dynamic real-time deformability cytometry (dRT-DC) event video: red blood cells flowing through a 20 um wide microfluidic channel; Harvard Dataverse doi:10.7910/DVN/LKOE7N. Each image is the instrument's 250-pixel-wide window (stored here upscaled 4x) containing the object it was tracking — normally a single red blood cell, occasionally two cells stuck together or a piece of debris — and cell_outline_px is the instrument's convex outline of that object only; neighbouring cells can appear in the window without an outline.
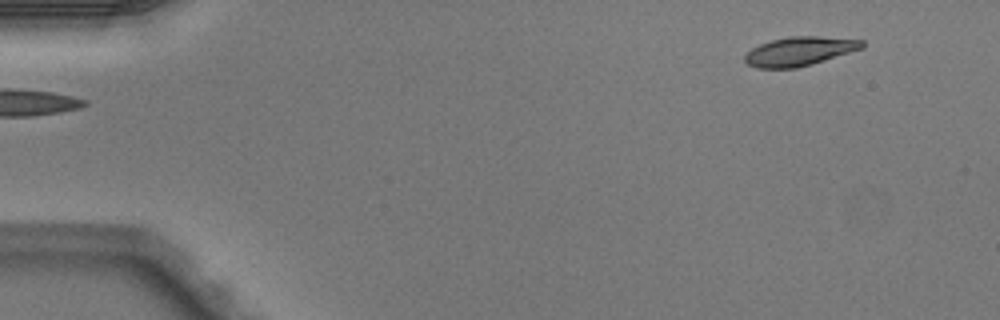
{"species": "Egyptian fruit bat (a non-hibernating species)", "species_latin": "Rousettus aegyptiacus", "temperature_condition": "warm", "stored_images_in_passage": 2, "camera_frame_rate_fps": 3000, "um_per_image_px": 0.085, "animal": {"sex": "male"}, "frame": {"image": 1, "passage_image": 2, "time_ms": 0.333, "image_size_px": [1000, 320], "cell_outline_px": [[864, 48], [812, 64], [796, 68], [756, 68], [748, 64], [744, 60], [744, 56], [752, 48], [760, 44], [772, 40], [788, 36], [820, 36], [864, 40]], "centroid_in_image_um": [67.97, 4.35], "position_along_channel_um": 17.0, "area_um2": 19.83}}